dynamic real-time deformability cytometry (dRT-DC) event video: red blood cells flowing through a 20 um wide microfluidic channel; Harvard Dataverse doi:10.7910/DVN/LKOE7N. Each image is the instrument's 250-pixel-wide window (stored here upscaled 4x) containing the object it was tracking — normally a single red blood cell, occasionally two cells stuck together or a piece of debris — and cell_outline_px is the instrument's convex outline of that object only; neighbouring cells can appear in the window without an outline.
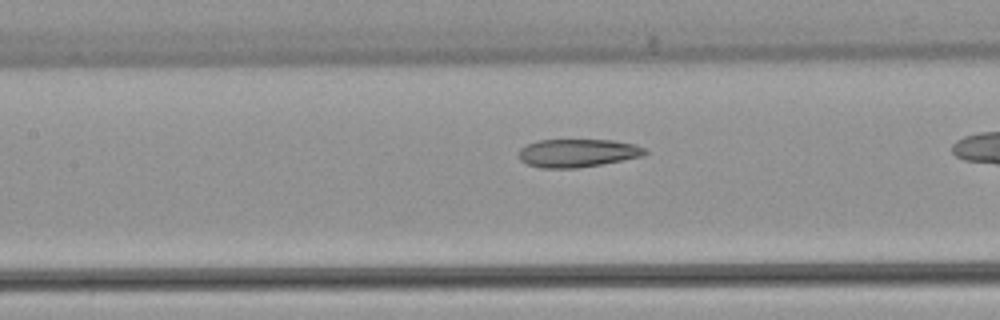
{"species": "common noctule bat (a hibernating species)", "species_latin": "Nyctalus noctula", "temperature_condition": "warm", "stored_images_in_passage": 23, "camera_frame_rate_fps": 3000, "um_per_image_px": 0.085, "animal": {"sex": "female", "body_mass_g": 22.7, "forearm_length_mm": 54.2}, "frame": {"image": 1, "passage_image": 6, "time_ms": 1.667, "image_size_px": [1000, 320], "cell_outline_px": [[648, 152], [644, 156], [600, 164], [576, 168], [540, 168], [528, 164], [520, 160], [520, 148], [528, 144], [540, 140], [612, 140], [636, 144], [644, 148]], "centroid_in_image_um": [49.12, 13.0], "position_along_channel_um": 158.3, "area_um2": 20.58}}
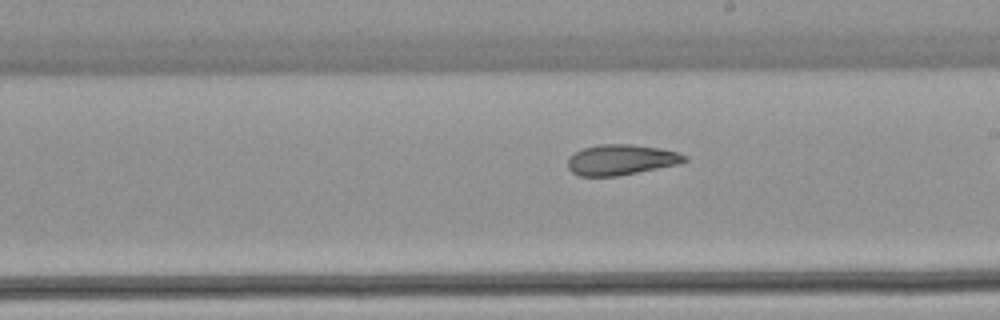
{"frame": {"image": 2, "passage_image": 12, "time_ms": 3.667, "image_size_px": [1000, 320], "cell_outline_px": [[688, 160], [680, 164], [616, 176], [580, 176], [572, 172], [568, 168], [568, 160], [576, 152], [584, 148], [600, 144], [632, 144], [660, 148], [676, 152], [688, 156]], "centroid_in_image_um": [52.83, 13.58], "position_along_channel_um": 236.2, "area_um2": 20.63}}
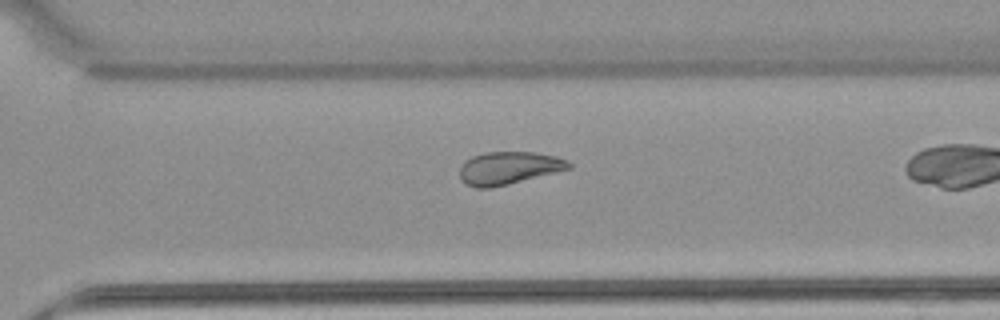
{"frame": {"image": 3, "passage_image": 19, "time_ms": 6.0, "image_size_px": [1000, 320], "cell_outline_px": [[572, 168], [508, 184], [488, 188], [476, 188], [464, 184], [460, 180], [460, 168], [472, 156], [484, 152], [532, 152], [556, 156], [568, 160], [572, 164]], "centroid_in_image_um": [43.24, 14.28], "position_along_channel_um": 327.4, "area_um2": 20.75}}